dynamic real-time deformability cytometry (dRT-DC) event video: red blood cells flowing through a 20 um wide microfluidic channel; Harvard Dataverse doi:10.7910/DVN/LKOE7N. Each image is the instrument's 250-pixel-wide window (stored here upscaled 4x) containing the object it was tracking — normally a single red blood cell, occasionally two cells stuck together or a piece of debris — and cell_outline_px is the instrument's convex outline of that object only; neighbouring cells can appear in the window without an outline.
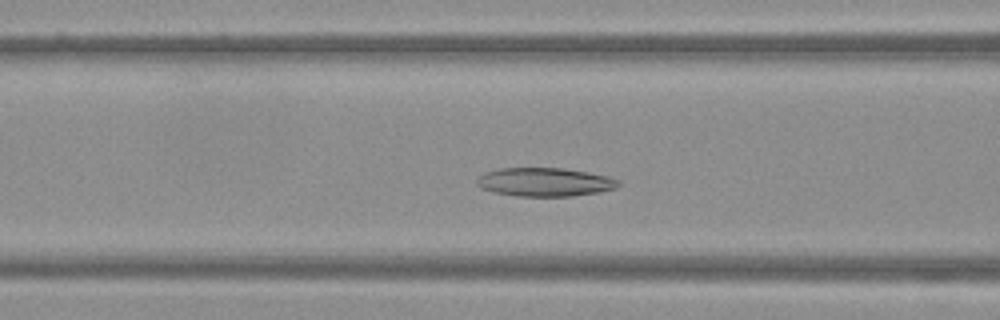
{"species": "Egyptian fruit bat (a non-hibernating species)", "species_latin": "Rousettus aegyptiacus", "temperature_condition": "warm", "stored_images_in_passage": 33, "camera_frame_rate_fps": 3000, "um_per_image_px": 0.085, "frame": {"image": 1, "passage_image": 14, "time_ms": 4.333, "image_size_px": [1000, 320], "cell_outline_px": [[620, 184], [616, 188], [600, 192], [572, 196], [516, 196], [492, 192], [480, 188], [476, 184], [476, 180], [484, 172], [500, 168], [564, 168], [608, 176], [620, 180]], "centroid_in_image_um": [46.29, 15.48], "position_along_channel_um": 120.3, "area_um2": 23.76}}
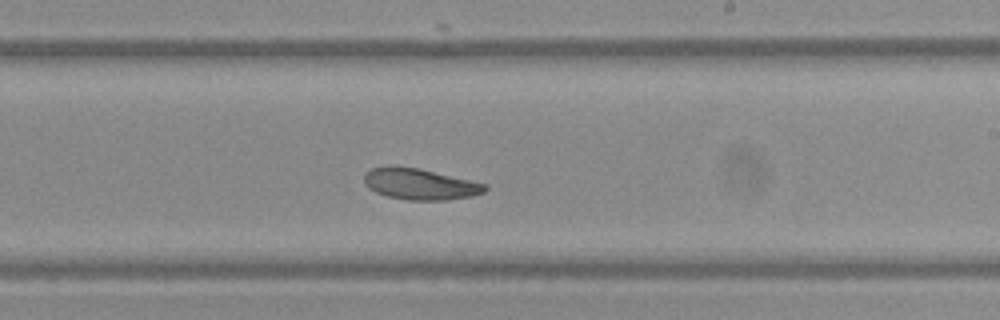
{"frame": {"image": 2, "passage_image": 24, "time_ms": 7.667, "image_size_px": [1000, 320], "cell_outline_px": [[488, 188], [484, 192], [472, 196], [448, 200], [408, 200], [388, 196], [376, 192], [368, 188], [364, 184], [364, 172], [372, 168], [388, 164], [392, 164], [420, 168], [488, 184]], "centroid_in_image_um": [35.67, 15.62], "position_along_channel_um": 253.3, "area_um2": 22.43}}
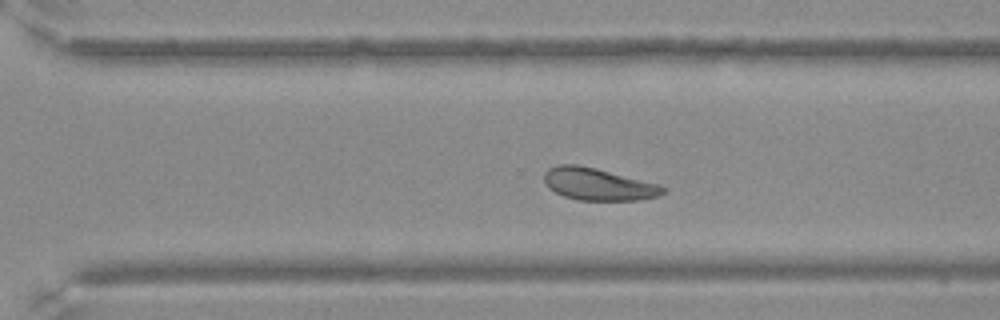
{"frame": {"image": 3, "passage_image": 29, "time_ms": 9.333, "image_size_px": [1000, 320], "cell_outline_px": [[668, 188], [664, 192], [656, 196], [640, 200], [576, 200], [564, 196], [548, 188], [544, 180], [544, 172], [548, 168], [556, 164], [576, 164], [596, 168], [656, 184]], "centroid_in_image_um": [50.78, 15.65], "position_along_channel_um": 319.8, "area_um2": 22.14}}